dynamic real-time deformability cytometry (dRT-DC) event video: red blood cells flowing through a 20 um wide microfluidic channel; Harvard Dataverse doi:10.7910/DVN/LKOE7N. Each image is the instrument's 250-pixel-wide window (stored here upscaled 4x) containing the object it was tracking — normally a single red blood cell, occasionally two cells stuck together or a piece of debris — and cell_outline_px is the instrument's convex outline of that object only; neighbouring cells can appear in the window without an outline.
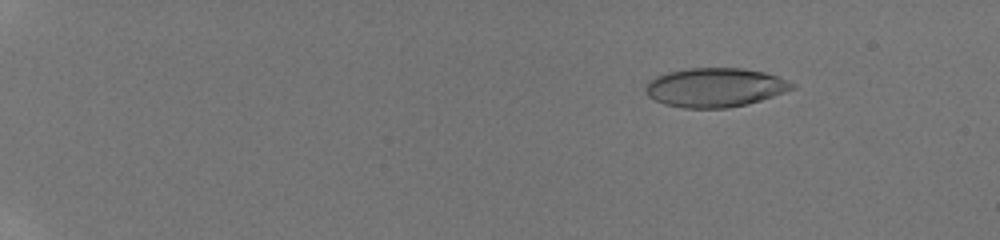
{"species": "human", "species_latin": "Homo sapiens", "temperature_condition": "room temperature", "stored_images_in_passage": 8, "camera_frame_rate_fps": 3000, "um_per_image_px": 0.085, "donor": {"sex": "male"}, "frame": {"image": 1, "passage_image": 3, "time_ms": 2.0, "image_size_px": [1000, 240], "cell_outline_px": [[796, 88], [748, 104], [728, 108], [684, 108], [664, 104], [648, 96], [644, 92], [644, 88], [648, 80], [656, 76], [668, 72], [684, 68], [740, 68], [764, 72], [776, 76], [796, 84]], "centroid_in_image_um": [60.74, 7.43], "position_along_channel_um": 24.3, "area_um2": 33.47}}
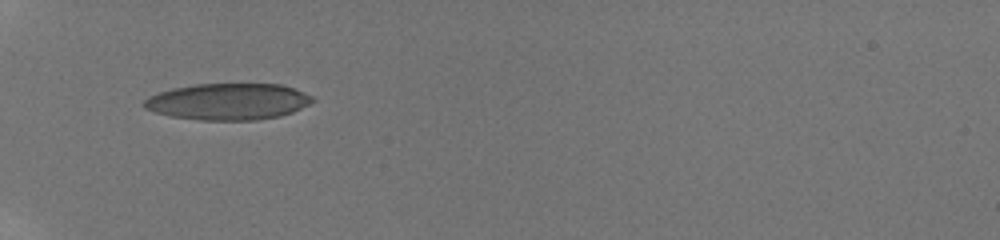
{"frame": {"image": 2, "passage_image": 7, "time_ms": 6.333, "image_size_px": [1000, 240], "cell_outline_px": [[316, 100], [292, 112], [280, 116], [256, 120], [200, 120], [172, 116], [156, 112], [144, 108], [144, 100], [148, 96], [172, 88], [196, 84], [280, 84], [304, 92], [312, 96]], "centroid_in_image_um": [19.39, 8.63], "position_along_channel_um": 65.6, "area_um2": 35.66}}